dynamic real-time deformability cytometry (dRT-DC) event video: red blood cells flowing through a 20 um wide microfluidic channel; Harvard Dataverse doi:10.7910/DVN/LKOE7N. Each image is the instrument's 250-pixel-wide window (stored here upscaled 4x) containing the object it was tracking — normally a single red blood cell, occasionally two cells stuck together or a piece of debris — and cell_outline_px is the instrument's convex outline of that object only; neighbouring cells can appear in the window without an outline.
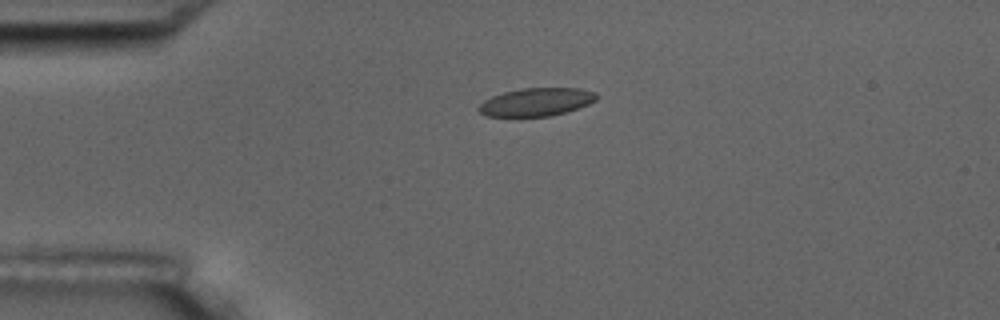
{"species": "common noctule bat (a hibernating species)", "species_latin": "Nyctalus noctula", "temperature_condition": "room temperature", "stored_images_in_passage": 2, "camera_frame_rate_fps": 3000, "um_per_image_px": 0.085, "animal": {"sex": "male", "body_mass_g": 17.5, "forearm_length_mm": 52.3}, "frame": {"image": 1, "passage_image": 1, "time_ms": 0.0, "image_size_px": [1000, 320], "cell_outline_px": [[596, 100], [580, 108], [548, 116], [484, 116], [476, 108], [484, 100], [492, 96], [504, 92], [524, 88], [580, 88], [596, 92]], "centroid_in_image_um": [45.58, 8.67], "position_along_channel_um": 39.4, "area_um2": 19.19}}